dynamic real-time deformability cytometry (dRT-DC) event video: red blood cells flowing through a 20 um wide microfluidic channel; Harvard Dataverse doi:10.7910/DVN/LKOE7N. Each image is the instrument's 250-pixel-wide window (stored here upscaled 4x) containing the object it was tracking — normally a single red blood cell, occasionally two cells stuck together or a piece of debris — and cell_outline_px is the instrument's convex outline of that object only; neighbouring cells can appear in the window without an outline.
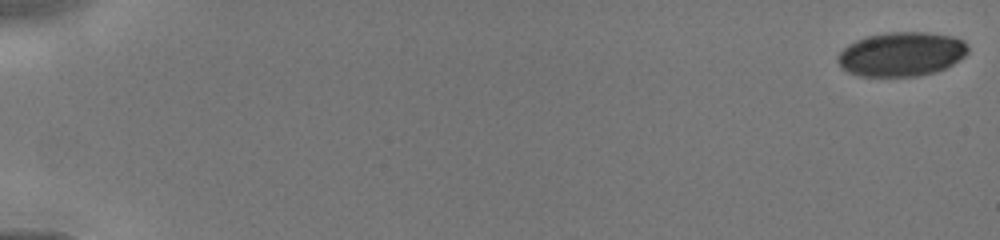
{"species": "human", "species_latin": "Homo sapiens", "temperature_condition": "cold", "stored_images_in_passage": 38, "camera_frame_rate_fps": 3000, "um_per_image_px": 0.085, "donor": {"sex": "male"}, "frame": {"image": 1, "passage_image": 1, "time_ms": 0.0, "image_size_px": [1000, 240], "cell_outline_px": [[968, 52], [964, 56], [952, 64], [936, 72], [916, 76], [860, 76], [848, 72], [840, 68], [840, 52], [848, 44], [856, 40], [868, 36], [888, 32], [924, 32], [952, 36], [964, 40], [968, 44]], "centroid_in_image_um": [76.65, 4.6], "position_along_channel_um": 8.4, "area_um2": 33.41}}
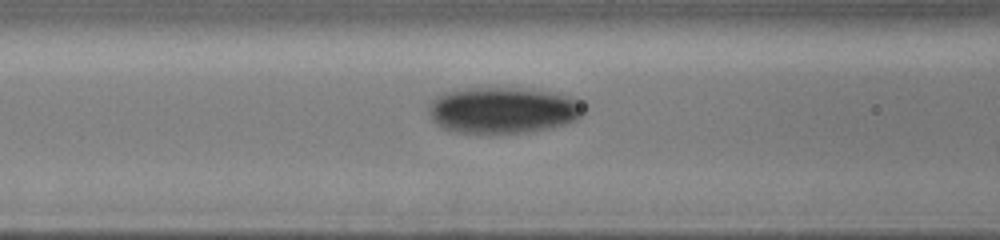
{"frame": {"image": 2, "passage_image": 21, "time_ms": 6.667, "image_size_px": [1000, 240], "cell_outline_px": [[584, 112], [576, 120], [552, 128], [532, 132], [488, 136], [452, 132], [436, 124], [432, 120], [428, 112], [428, 104], [436, 96], [448, 92], [468, 88], [520, 88], [556, 92], [584, 100]], "centroid_in_image_um": [42.77, 9.41], "position_along_channel_um": 123.8, "area_um2": 43.29}}
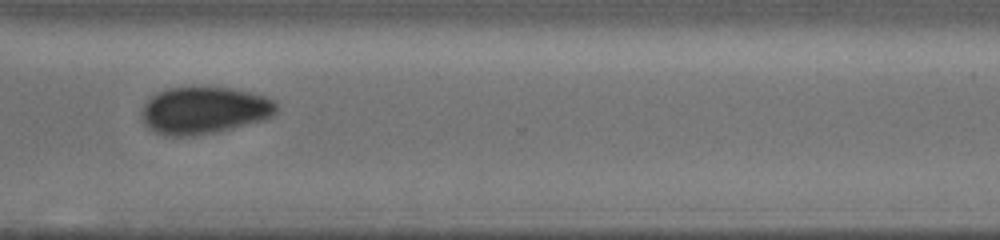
{"frame": {"image": 3, "passage_image": 37, "time_ms": 11.667, "image_size_px": [1000, 240], "cell_outline_px": [[280, 108], [272, 116], [264, 120], [216, 132], [192, 136], [164, 136], [148, 128], [144, 124], [140, 116], [140, 108], [156, 92], [164, 88], [232, 88], [268, 96], [276, 100]], "centroid_in_image_um": [17.36, 9.39], "position_along_channel_um": 353.2, "area_um2": 37.51}}